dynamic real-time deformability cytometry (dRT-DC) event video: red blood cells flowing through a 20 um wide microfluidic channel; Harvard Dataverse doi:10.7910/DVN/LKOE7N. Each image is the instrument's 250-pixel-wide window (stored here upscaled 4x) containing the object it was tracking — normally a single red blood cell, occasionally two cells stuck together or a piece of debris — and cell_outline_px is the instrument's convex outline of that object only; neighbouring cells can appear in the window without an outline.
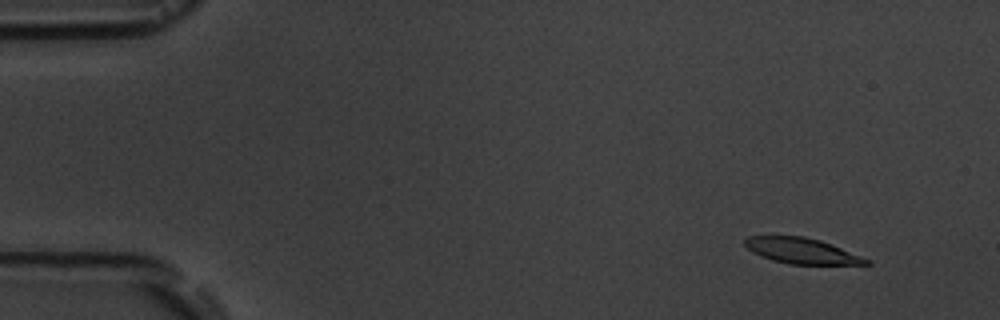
{"species": "common noctule bat (a hibernating species)", "species_latin": "Nyctalus noctula", "temperature_condition": "room temperature", "stored_images_in_passage": 6, "camera_frame_rate_fps": 3000, "um_per_image_px": 0.085, "animal": {"sex": "male", "body_mass_g": 19.5, "forearm_length_mm": 54.6}, "frame": {"image": 1, "passage_image": 2, "time_ms": 1.333, "image_size_px": [1000, 320], "cell_outline_px": [[872, 264], [788, 264], [772, 260], [760, 256], [752, 252], [744, 244], [744, 240], [748, 236], [804, 236], [820, 240], [872, 260]], "centroid_in_image_um": [68.14, 21.32], "position_along_channel_um": 16.9, "area_um2": 18.09}}